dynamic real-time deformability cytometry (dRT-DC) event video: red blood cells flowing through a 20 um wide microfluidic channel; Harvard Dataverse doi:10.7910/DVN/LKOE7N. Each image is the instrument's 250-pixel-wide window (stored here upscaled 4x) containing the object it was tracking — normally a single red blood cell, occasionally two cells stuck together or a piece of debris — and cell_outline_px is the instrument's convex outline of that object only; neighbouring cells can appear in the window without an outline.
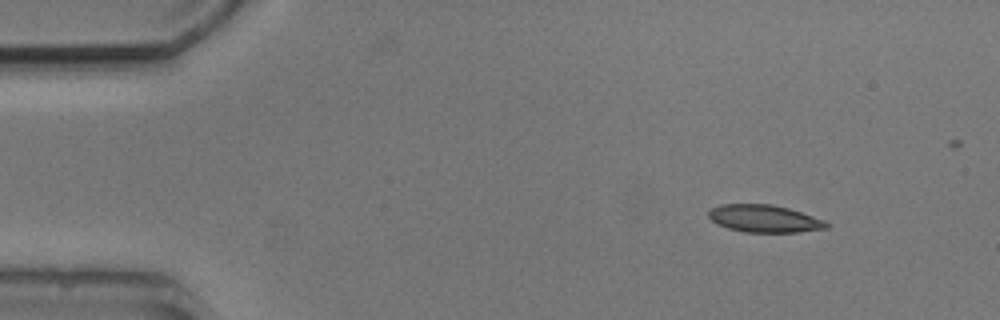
{"species": "common noctule bat (a hibernating species)", "species_latin": "Nyctalus noctula", "temperature_condition": "cold", "stored_images_in_passage": 8, "camera_frame_rate_fps": 3000, "um_per_image_px": 0.085, "animal": {"sex": "male", "body_mass_g": 20.5, "forearm_length_mm": 52.5}, "frame": {"image": 1, "passage_image": 1, "time_ms": 0.0, "image_size_px": [1000, 320], "cell_outline_px": [[832, 224], [828, 228], [796, 232], [744, 232], [728, 228], [716, 224], [708, 216], [708, 212], [712, 208], [720, 204], [772, 204], [788, 208], [824, 220]], "centroid_in_image_um": [64.96, 18.58], "position_along_channel_um": 20.0, "area_um2": 18.84}}
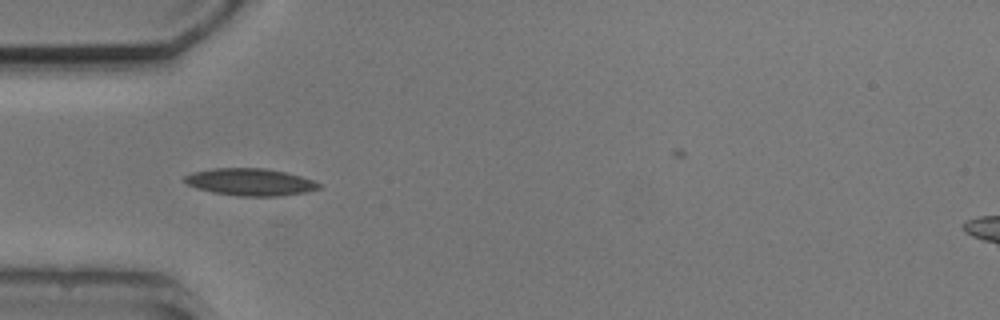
{"frame": {"image": 2, "passage_image": 4, "time_ms": 3.333, "image_size_px": [1000, 320], "cell_outline_px": [[320, 188], [304, 192], [280, 196], [240, 196], [212, 192], [196, 188], [188, 184], [184, 180], [184, 176], [192, 172], [212, 168], [264, 168], [284, 172], [300, 176], [312, 180], [320, 184]], "centroid_in_image_um": [21.23, 15.47], "position_along_channel_um": 63.8, "area_um2": 21.1}}
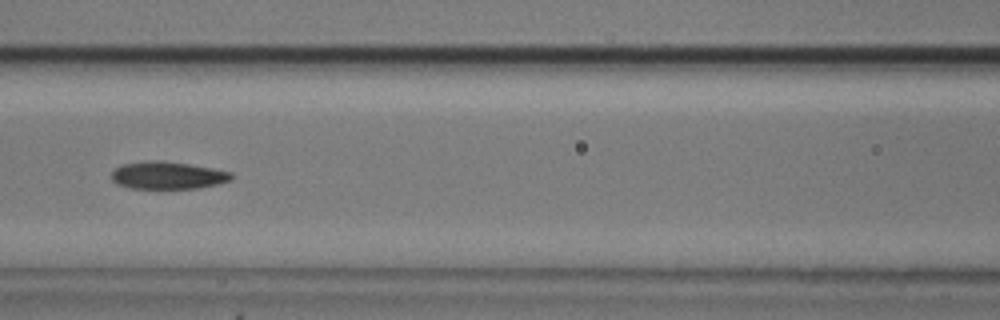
{"frame": {"image": 3, "passage_image": 6, "time_ms": 5.667, "image_size_px": [1000, 320], "cell_outline_px": [[232, 180], [200, 188], [128, 188], [116, 184], [112, 180], [112, 172], [116, 168], [124, 164], [152, 160], [160, 160], [188, 164], [212, 168], [232, 172]], "centroid_in_image_um": [14.25, 14.91], "position_along_channel_um": 152.3, "area_um2": 19.07}}